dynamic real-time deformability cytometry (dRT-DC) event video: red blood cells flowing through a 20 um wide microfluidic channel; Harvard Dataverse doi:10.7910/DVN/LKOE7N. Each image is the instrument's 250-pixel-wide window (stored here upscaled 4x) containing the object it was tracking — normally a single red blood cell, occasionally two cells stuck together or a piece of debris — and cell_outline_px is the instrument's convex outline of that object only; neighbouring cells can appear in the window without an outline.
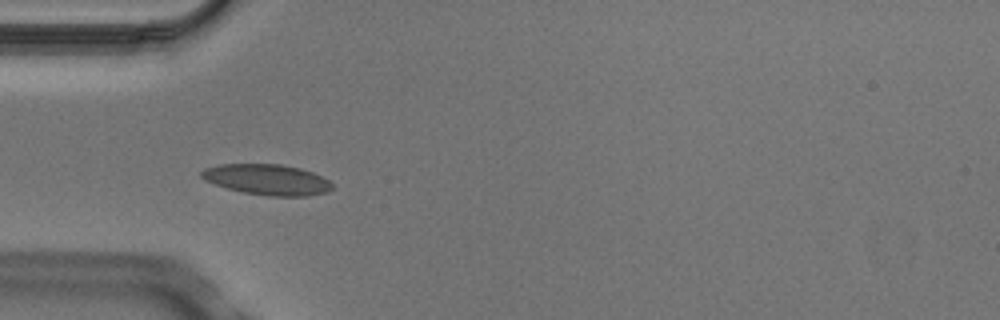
{"species": "Egyptian fruit bat (a non-hibernating species)", "species_latin": "Rousettus aegyptiacus", "temperature_condition": "cold", "stored_images_in_passage": 3, "camera_frame_rate_fps": 3000, "um_per_image_px": 0.085, "animal": {"sex": "male"}, "frame": {"image": 1, "passage_image": 2, "time_ms": 0.333, "image_size_px": [1000, 320], "cell_outline_px": [[332, 188], [328, 192], [308, 196], [268, 196], [244, 192], [228, 188], [204, 180], [200, 176], [200, 172], [204, 168], [220, 164], [280, 164], [300, 168], [312, 172], [328, 180], [332, 184]], "centroid_in_image_um": [22.7, 15.26], "position_along_channel_um": 62.3, "area_um2": 23.29}}